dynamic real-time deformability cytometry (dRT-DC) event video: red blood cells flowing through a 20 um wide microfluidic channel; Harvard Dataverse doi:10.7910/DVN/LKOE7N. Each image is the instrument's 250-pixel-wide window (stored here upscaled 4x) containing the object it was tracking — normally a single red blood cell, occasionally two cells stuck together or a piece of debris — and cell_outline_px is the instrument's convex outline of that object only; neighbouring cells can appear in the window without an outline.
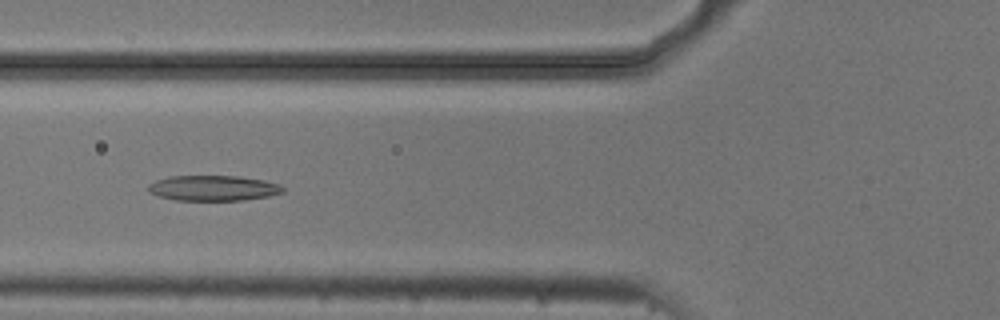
{"species": "common noctule bat (a hibernating species)", "species_latin": "Nyctalus noctula", "temperature_condition": "cold", "stored_images_in_passage": 8, "camera_frame_rate_fps": 3000, "um_per_image_px": 0.085, "animal": {"sex": "male", "body_mass_g": 20.5, "forearm_length_mm": 52.5}, "frame": {"image": 1, "passage_image": 6, "time_ms": 1.667, "image_size_px": [1000, 320], "cell_outline_px": [[284, 192], [268, 196], [244, 200], [176, 200], [160, 196], [148, 192], [148, 184], [156, 180], [168, 176], [240, 176], [264, 180], [280, 184], [284, 188]], "centroid_in_image_um": [18.13, 15.98], "position_along_channel_um": 107.7, "area_um2": 19.94}}
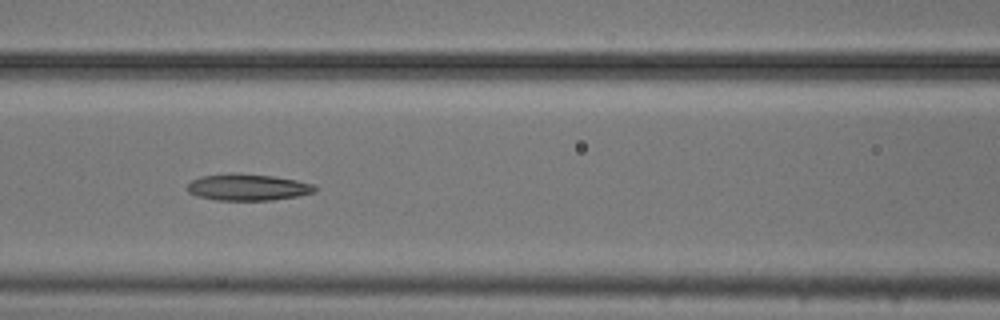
{"frame": {"image": 2, "passage_image": 7, "time_ms": 2.0, "image_size_px": [1000, 320], "cell_outline_px": [[316, 192], [300, 196], [272, 200], [216, 200], [196, 196], [188, 192], [188, 184], [192, 180], [200, 176], [228, 172], [232, 172], [272, 176], [296, 180], [312, 184], [316, 188]], "centroid_in_image_um": [21.04, 15.91], "position_along_channel_um": 145.6, "area_um2": 19.94}}
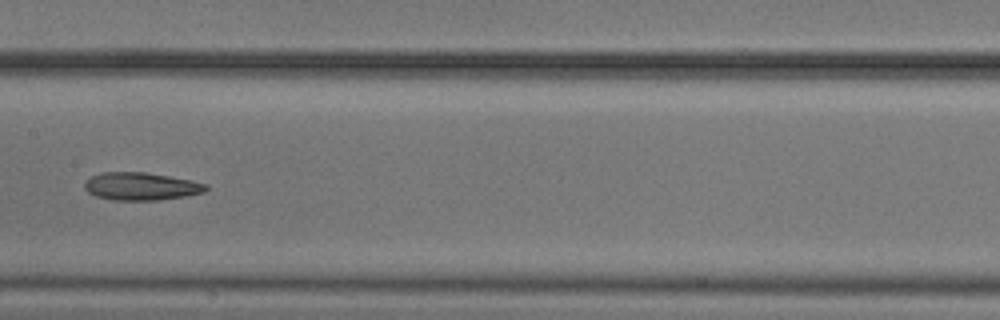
{"frame": {"image": 3, "passage_image": 8, "time_ms": 2.333, "image_size_px": [1000, 320], "cell_outline_px": [[208, 188], [204, 192], [184, 196], [156, 200], [116, 200], [96, 196], [88, 192], [84, 188], [84, 184], [92, 176], [104, 172], [144, 172], [192, 180], [208, 184]], "centroid_in_image_um": [12.01, 15.83], "position_along_channel_um": 195.4, "area_um2": 19.42}}